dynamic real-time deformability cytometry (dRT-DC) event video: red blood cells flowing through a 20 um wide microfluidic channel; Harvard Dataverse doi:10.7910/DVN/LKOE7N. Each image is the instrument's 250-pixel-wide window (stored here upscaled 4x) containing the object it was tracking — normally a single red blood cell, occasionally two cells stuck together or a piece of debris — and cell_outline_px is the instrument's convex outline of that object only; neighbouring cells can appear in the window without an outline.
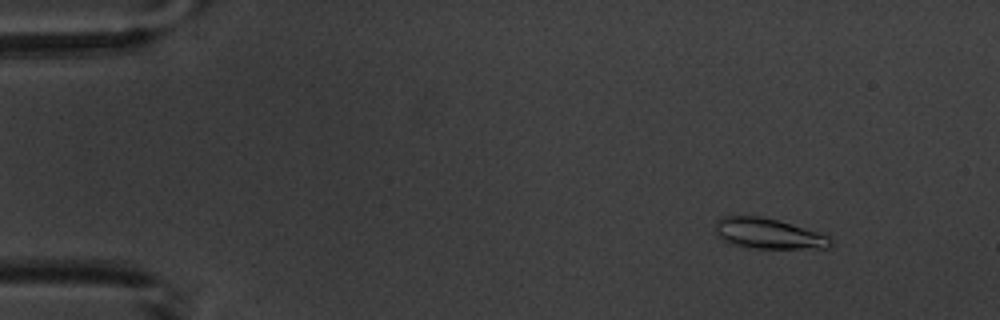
{"species": "common noctule bat (a hibernating species)", "species_latin": "Nyctalus noctula", "temperature_condition": "warm", "stored_images_in_passage": 3, "camera_frame_rate_fps": 3000, "um_per_image_px": 0.085, "animal": {"sex": "male", "body_mass_g": 20.1, "forearm_length_mm": 53.5}, "frame": {"image": 1, "passage_image": 1, "time_ms": 0.0, "image_size_px": [1000, 320], "cell_outline_px": [[832, 244], [828, 248], [744, 248], [728, 244], [716, 232], [716, 224], [720, 216], [760, 216], [776, 220], [816, 232], [828, 236], [832, 240]], "centroid_in_image_um": [65.26, 19.87], "position_along_channel_um": 19.7, "area_um2": 20.23}}